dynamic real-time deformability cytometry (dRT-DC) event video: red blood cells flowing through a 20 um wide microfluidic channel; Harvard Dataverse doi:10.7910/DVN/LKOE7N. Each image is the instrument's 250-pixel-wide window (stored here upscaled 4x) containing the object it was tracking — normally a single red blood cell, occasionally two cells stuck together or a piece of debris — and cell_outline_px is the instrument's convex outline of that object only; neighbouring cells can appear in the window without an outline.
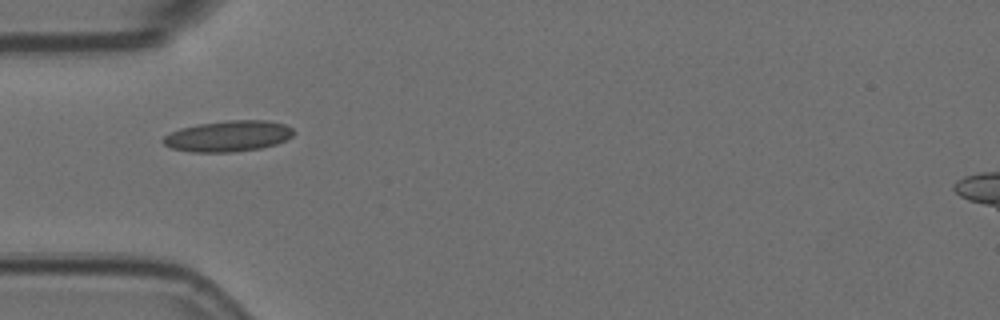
{"species": "Egyptian fruit bat (a non-hibernating species)", "species_latin": "Rousettus aegyptiacus", "temperature_condition": "room temperature", "stored_images_in_passage": 10, "camera_frame_rate_fps": 3000, "um_per_image_px": 0.085, "animal": {"sex": "female"}, "frame": {"image": 1, "passage_image": 4, "time_ms": 1.0, "image_size_px": [1000, 320], "cell_outline_px": [[296, 132], [292, 136], [276, 144], [260, 148], [232, 152], [192, 152], [172, 148], [164, 144], [160, 140], [164, 136], [180, 128], [196, 124], [228, 120], [268, 120], [284, 124], [292, 128]], "centroid_in_image_um": [19.39, 11.56], "position_along_channel_um": 65.6, "area_um2": 23.58}}
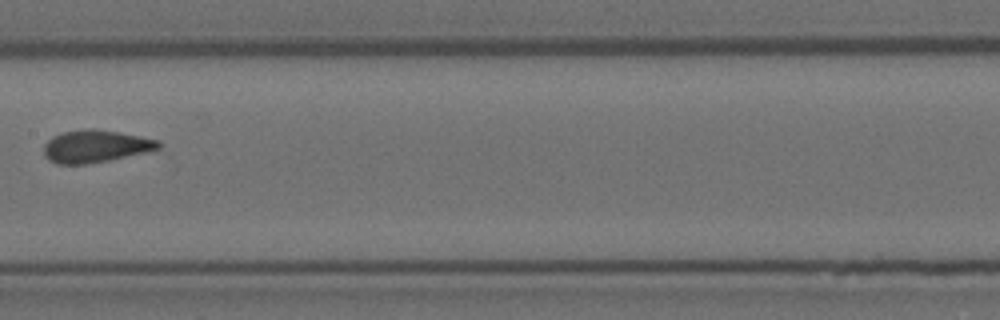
{"frame": {"image": 2, "passage_image": 7, "time_ms": 2.0, "image_size_px": [1000, 320], "cell_outline_px": [[164, 144], [160, 148], [148, 152], [108, 160], [84, 164], [56, 164], [48, 160], [44, 156], [44, 144], [52, 136], [64, 132], [84, 128], [92, 128], [120, 132], [160, 140]], "centroid_in_image_um": [8.14, 12.42], "position_along_channel_um": 199.3, "area_um2": 21.91}}
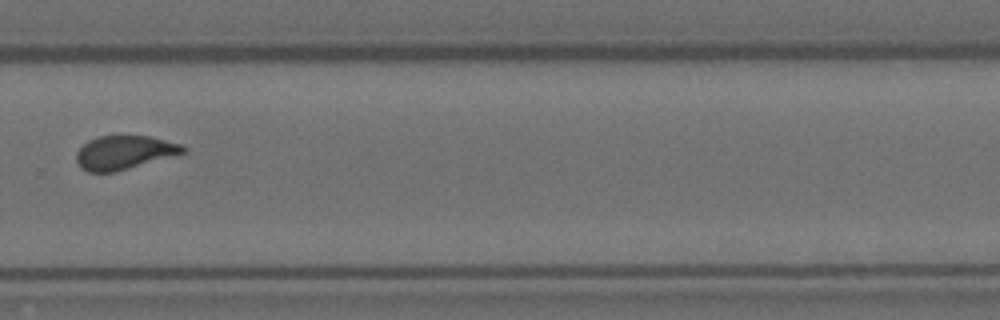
{"frame": {"image": 3, "passage_image": 10, "time_ms": 3.0, "image_size_px": [1000, 320], "cell_outline_px": [[184, 152], [112, 172], [88, 172], [80, 168], [76, 160], [76, 152], [88, 140], [96, 136], [152, 136], [184, 144]], "centroid_in_image_um": [10.51, 12.94], "position_along_channel_um": 319.3, "area_um2": 20.63}}